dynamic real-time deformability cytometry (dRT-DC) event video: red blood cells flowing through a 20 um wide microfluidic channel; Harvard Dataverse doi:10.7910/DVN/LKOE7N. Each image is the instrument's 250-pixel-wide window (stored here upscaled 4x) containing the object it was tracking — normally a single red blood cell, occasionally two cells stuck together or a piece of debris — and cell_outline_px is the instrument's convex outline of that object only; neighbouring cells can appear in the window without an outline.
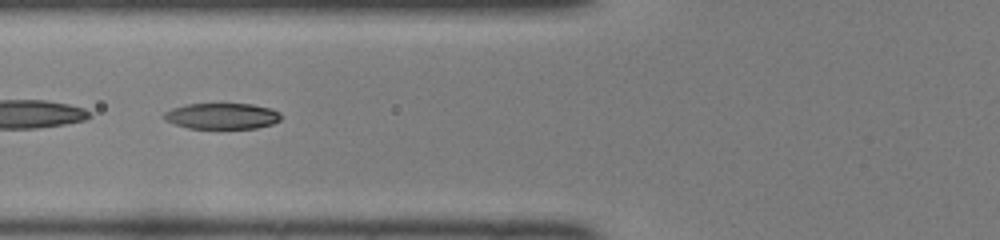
{"species": "common noctule bat (a hibernating species)", "species_latin": "Nyctalus noctula", "temperature_condition": "room temperature", "stored_images_in_passage": 48, "camera_frame_rate_fps": 3000, "um_per_image_px": 0.085, "animal": {"sex": "female", "body_mass_g": 22.0, "forearm_length_mm": 56.7}, "frame": {"image": 1, "passage_image": 19, "time_ms": 6.0, "image_size_px": [1000, 240], "cell_outline_px": [[280, 120], [272, 124], [256, 128], [188, 128], [164, 120], [160, 116], [164, 112], [172, 108], [188, 104], [252, 104], [272, 108], [280, 112]], "centroid_in_image_um": [18.85, 9.86], "position_along_channel_um": 106.9, "area_um2": 17.74}}
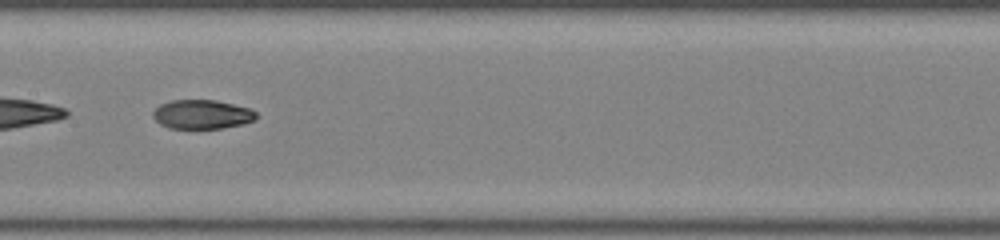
{"frame": {"image": 2, "passage_image": 25, "time_ms": 8.0, "image_size_px": [1000, 240], "cell_outline_px": [[256, 120], [244, 124], [220, 128], [168, 128], [160, 124], [152, 116], [152, 112], [160, 104], [172, 100], [216, 100], [248, 108], [256, 112]], "centroid_in_image_um": [17.16, 9.72], "position_along_channel_um": 190.2, "area_um2": 17.46}}
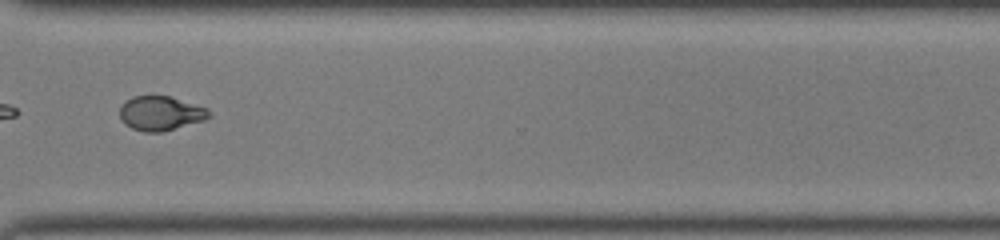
{"frame": {"image": 3, "passage_image": 37, "time_ms": 12.0, "image_size_px": [1000, 240], "cell_outline_px": [[212, 116], [204, 120], [160, 132], [144, 132], [132, 128], [124, 124], [120, 120], [120, 104], [124, 100], [132, 96], [168, 96], [208, 108], [212, 112]], "centroid_in_image_um": [13.62, 9.62], "position_along_channel_um": 357.0, "area_um2": 17.98}, "authors_computed_cell_mechanics": {"area_um2": 18.496, "velocity_mm_per_s": 4.1643, "shape_relaxation_time_tau1_ms": 7.2492, "shape_relaxation_time_tau2_ms": 1.9591, "deformation_change_tau1": 0.2745, "deformation_change_tau2": 0.0657}}